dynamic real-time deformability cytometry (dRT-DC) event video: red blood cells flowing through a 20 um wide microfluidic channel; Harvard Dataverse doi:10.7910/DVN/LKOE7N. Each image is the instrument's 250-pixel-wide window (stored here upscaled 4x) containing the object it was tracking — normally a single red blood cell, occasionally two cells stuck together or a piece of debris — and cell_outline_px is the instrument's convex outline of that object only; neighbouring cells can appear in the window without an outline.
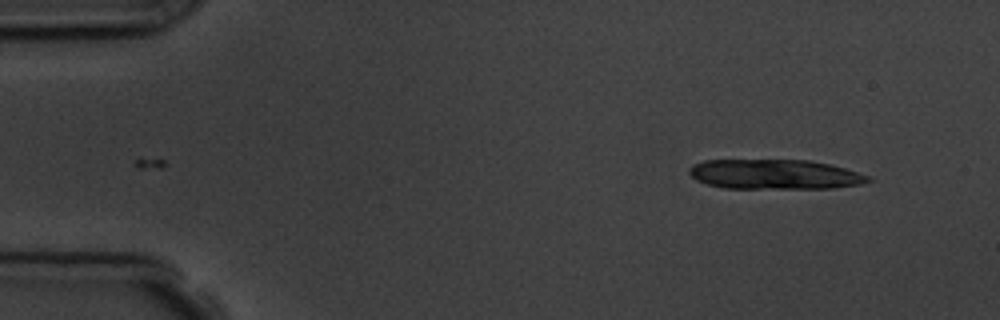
{"species": "common noctule bat (a hibernating species)", "species_latin": "Nyctalus noctula", "temperature_condition": "room temperature", "stored_images_in_passage": 4, "camera_frame_rate_fps": 3000, "um_per_image_px": 0.085, "animal": {"sex": "male", "body_mass_g": 19.5, "forearm_length_mm": 54.6}, "frame": {"image": 1, "passage_image": 4, "time_ms": 3.333, "image_size_px": [1000, 320], "cell_outline_px": [[872, 180], [860, 184], [832, 188], [724, 188], [708, 184], [696, 180], [688, 172], [688, 168], [692, 164], [704, 160], [808, 160], [832, 164], [868, 176]], "centroid_in_image_um": [65.81, 14.81], "position_along_channel_um": 19.2, "area_um2": 31.04}}